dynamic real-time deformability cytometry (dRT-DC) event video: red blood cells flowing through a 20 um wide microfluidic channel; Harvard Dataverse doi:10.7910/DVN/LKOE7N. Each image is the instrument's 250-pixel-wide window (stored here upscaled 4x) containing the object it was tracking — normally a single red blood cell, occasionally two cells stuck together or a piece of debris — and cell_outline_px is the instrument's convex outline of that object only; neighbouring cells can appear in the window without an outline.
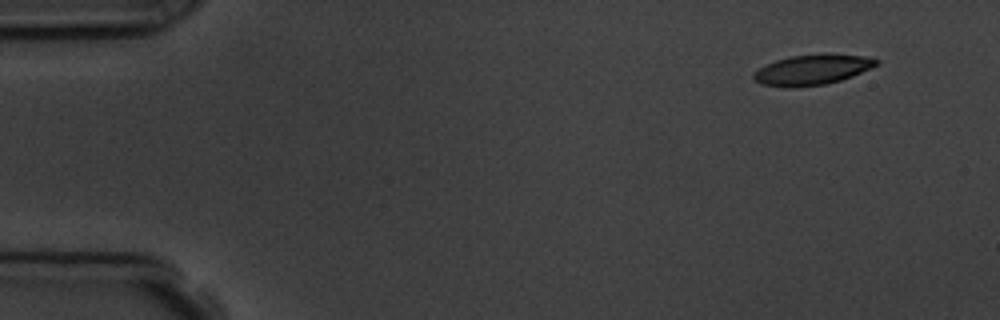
{"species": "common noctule bat (a hibernating species)", "species_latin": "Nyctalus noctula", "temperature_condition": "room temperature", "stored_images_in_passage": 4, "camera_frame_rate_fps": 3000, "um_per_image_px": 0.085, "animal": {"sex": "male", "body_mass_g": 19.5, "forearm_length_mm": 54.6}, "frame": {"image": 1, "passage_image": 1, "time_ms": 0.0, "image_size_px": [1000, 320], "cell_outline_px": [[880, 64], [872, 68], [852, 76], [840, 80], [824, 84], [792, 88], [784, 88], [760, 84], [752, 76], [752, 72], [776, 60], [792, 56], [864, 56], [880, 60]], "centroid_in_image_um": [69.0, 5.98], "position_along_channel_um": 16.0, "area_um2": 20.98}}
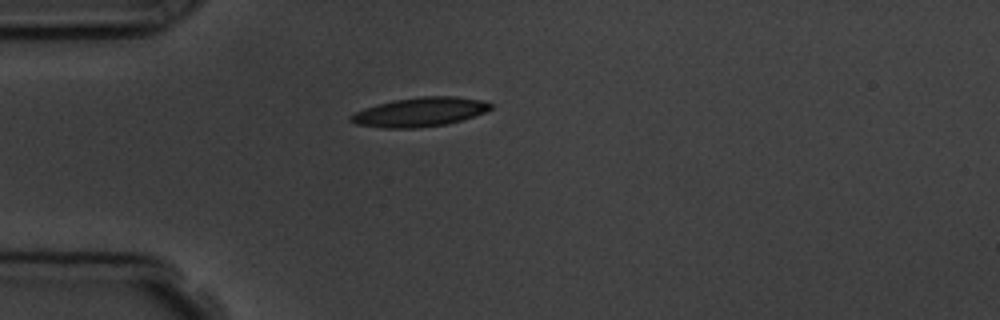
{"frame": {"image": 2, "passage_image": 3, "time_ms": 3.333, "image_size_px": [1000, 320], "cell_outline_px": [[492, 108], [484, 112], [448, 124], [416, 128], [384, 128], [356, 124], [348, 120], [348, 116], [364, 108], [396, 100], [420, 96], [456, 96], [484, 100], [492, 104]], "centroid_in_image_um": [35.69, 9.52], "position_along_channel_um": 49.3, "area_um2": 23.64}}